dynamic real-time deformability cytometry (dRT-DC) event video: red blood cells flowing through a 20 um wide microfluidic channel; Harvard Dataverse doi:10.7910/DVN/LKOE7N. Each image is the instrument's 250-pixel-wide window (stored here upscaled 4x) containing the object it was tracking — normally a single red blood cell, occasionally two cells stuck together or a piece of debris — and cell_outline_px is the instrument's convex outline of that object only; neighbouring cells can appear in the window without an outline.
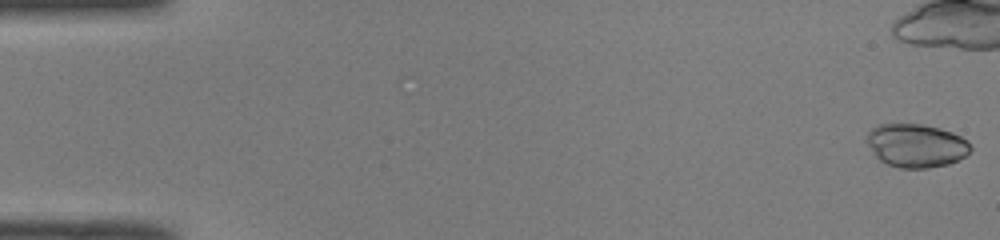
{"species": "common noctule bat (a hibernating species)", "species_latin": "Nyctalus noctula", "temperature_condition": "room temperature", "stored_images_in_passage": 40, "camera_frame_rate_fps": 3000, "um_per_image_px": 0.085, "animal": {"sex": "male", "body_mass_g": 19.0, "forearm_length_mm": 50.8}, "frame": {"image": 1, "passage_image": 1, "time_ms": 0.0, "image_size_px": [1000, 240], "cell_outline_px": [[972, 148], [964, 156], [948, 164], [928, 168], [900, 168], [888, 164], [880, 160], [876, 156], [864, 140], [868, 132], [872, 128], [880, 124], [920, 124], [940, 128], [952, 132], [968, 140]], "centroid_in_image_um": [77.85, 12.36], "position_along_channel_um": 7.1, "area_um2": 26.24}}
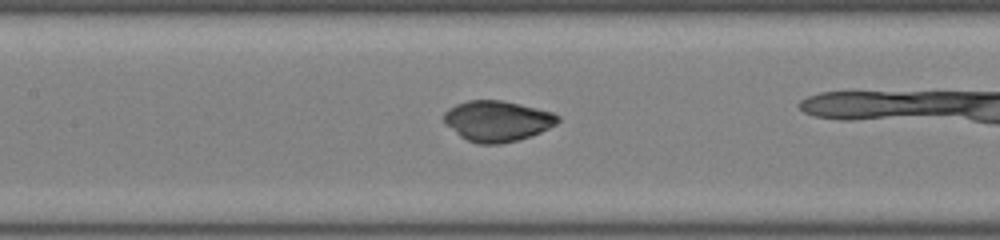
{"frame": {"image": 2, "passage_image": 24, "time_ms": 7.667, "image_size_px": [1000, 240], "cell_outline_px": [[560, 120], [556, 124], [540, 132], [516, 140], [500, 144], [476, 144], [460, 136], [444, 124], [444, 112], [448, 108], [456, 104], [468, 100], [500, 100], [520, 104], [552, 112], [560, 116]], "centroid_in_image_um": [42.24, 10.28], "position_along_channel_um": 165.2, "area_um2": 26.93}}
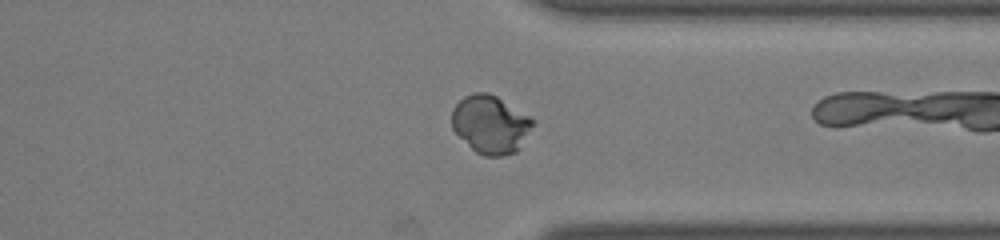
{"frame": {"image": 3, "passage_image": 39, "time_ms": 12.667, "image_size_px": [1000, 240], "cell_outline_px": [[536, 124], [516, 152], [500, 156], [484, 156], [476, 152], [452, 128], [452, 108], [464, 96], [472, 92], [488, 92], [496, 96], [536, 120]], "centroid_in_image_um": [41.71, 10.56], "position_along_channel_um": 369.7, "area_um2": 27.4}}